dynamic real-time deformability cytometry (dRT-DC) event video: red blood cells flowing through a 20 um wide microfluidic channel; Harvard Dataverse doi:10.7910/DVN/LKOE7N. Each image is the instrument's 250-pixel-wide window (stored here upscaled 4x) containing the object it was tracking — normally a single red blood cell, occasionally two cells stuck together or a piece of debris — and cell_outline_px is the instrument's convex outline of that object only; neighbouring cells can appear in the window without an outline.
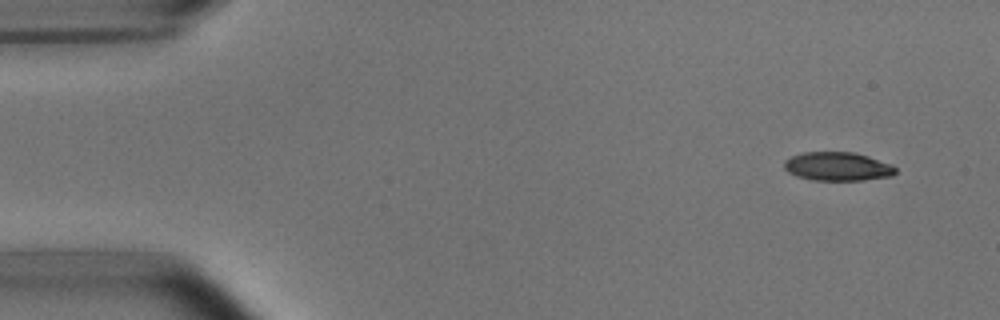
{"species": "common noctule bat (a hibernating species)", "species_latin": "Nyctalus noctula", "temperature_condition": "room temperature", "stored_images_in_passage": 14, "camera_frame_rate_fps": 3000, "um_per_image_px": 0.085, "animal": {"sex": "male", "body_mass_g": 15.6}, "frame": {"image": 1, "passage_image": 1, "time_ms": 0.0, "image_size_px": [1000, 320], "cell_outline_px": [[896, 172], [892, 176], [864, 180], [812, 180], [796, 176], [788, 172], [784, 168], [784, 160], [800, 152], [852, 152], [868, 156], [892, 164], [896, 168]], "centroid_in_image_um": [71.19, 14.15], "position_along_channel_um": 13.8, "area_um2": 18.73}}
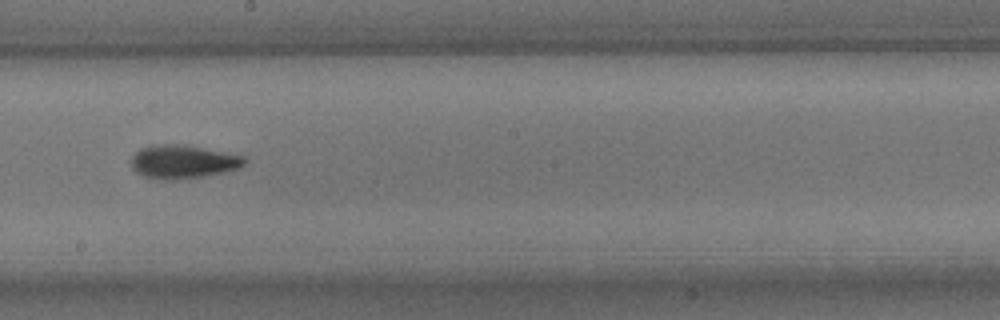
{"frame": {"image": 2, "passage_image": 8, "time_ms": 8.667, "image_size_px": [1000, 320], "cell_outline_px": [[248, 160], [240, 168], [224, 172], [204, 176], [176, 180], [164, 180], [144, 176], [136, 172], [132, 168], [132, 156], [140, 148], [164, 144], [184, 144], [244, 156]], "centroid_in_image_um": [15.58, 13.75], "position_along_channel_um": 232.6, "area_um2": 22.08}}
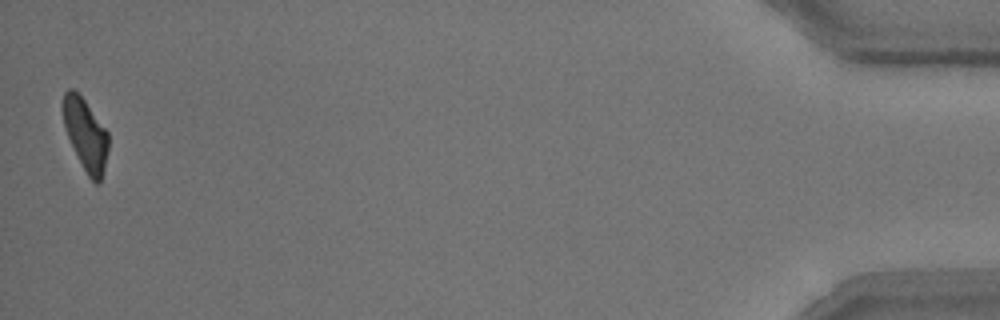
{"frame": {"image": 3, "passage_image": 14, "time_ms": 16.333, "image_size_px": [1000, 320], "cell_outline_px": [[108, 148], [104, 168], [100, 180], [96, 184], [88, 176], [68, 136], [64, 124], [64, 92], [68, 88], [72, 88], [84, 100], [108, 132]], "centroid_in_image_um": [7.29, 11.43], "position_along_channel_um": 427.9, "area_um2": 18.15}, "authors_computed_cell_mechanics": {"area_um2": 19.7098, "velocity_mm_per_s": 3.7381, "shape_relaxation_time_tau1_ms": 3.4233, "shape_relaxation_time_tau2_ms": 3.7124, "deformation_change_tau1": 0.1299, "deformation_change_tau2": 0.1086}}